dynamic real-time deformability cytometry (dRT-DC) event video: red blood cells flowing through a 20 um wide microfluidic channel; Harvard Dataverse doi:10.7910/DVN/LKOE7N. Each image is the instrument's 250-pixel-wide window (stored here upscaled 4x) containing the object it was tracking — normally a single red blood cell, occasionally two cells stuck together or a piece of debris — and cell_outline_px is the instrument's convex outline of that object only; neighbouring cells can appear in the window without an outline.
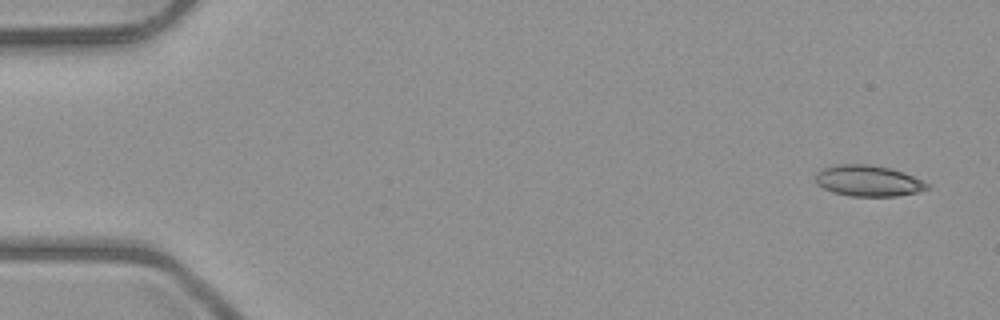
{"species": "common noctule bat (a hibernating species)", "species_latin": "Nyctalus noctula", "temperature_condition": "room temperature", "stored_images_in_passage": 4, "camera_frame_rate_fps": 3000, "um_per_image_px": 0.085, "animal": {"sex": "male", "body_mass_g": 23.1, "forearm_length_mm": 52.7}, "frame": {"image": 1, "passage_image": 1, "time_ms": 0.0, "image_size_px": [1000, 320], "cell_outline_px": [[928, 188], [920, 192], [896, 196], [848, 196], [832, 192], [816, 184], [816, 172], [820, 168], [840, 164], [864, 164], [892, 168], [904, 172], [928, 184]], "centroid_in_image_um": [73.76, 15.37], "position_along_channel_um": 11.2, "area_um2": 20.23}}
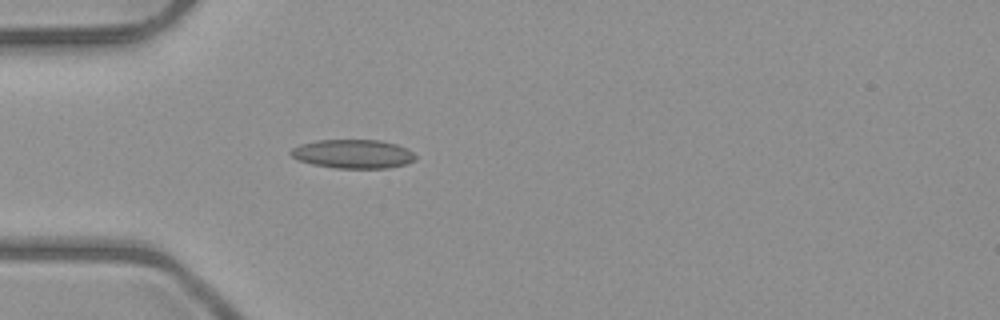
{"frame": {"image": 2, "passage_image": 4, "time_ms": 4.333, "image_size_px": [1000, 320], "cell_outline_px": [[416, 160], [404, 164], [388, 168], [336, 168], [312, 164], [300, 160], [292, 156], [288, 152], [292, 148], [300, 144], [316, 140], [380, 140], [396, 144], [408, 148], [416, 156]], "centroid_in_image_um": [30.01, 13.08], "position_along_channel_um": 55.0, "area_um2": 20.98}}